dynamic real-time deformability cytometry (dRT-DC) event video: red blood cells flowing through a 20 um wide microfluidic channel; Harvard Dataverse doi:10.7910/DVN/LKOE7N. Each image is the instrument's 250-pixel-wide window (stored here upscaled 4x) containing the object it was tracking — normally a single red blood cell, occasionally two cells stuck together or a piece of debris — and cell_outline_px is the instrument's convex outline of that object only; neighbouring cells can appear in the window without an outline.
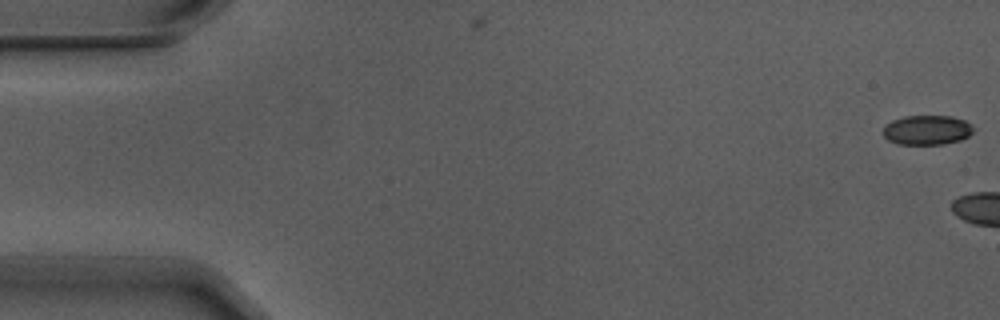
{"species": "Egyptian fruit bat (a non-hibernating species)", "species_latin": "Rousettus aegyptiacus", "temperature_condition": "warm", "stored_images_in_passage": 6, "camera_frame_rate_fps": 3000, "um_per_image_px": 0.085, "animal": {"sex": "male"}, "frame": {"image": 1, "passage_image": 1, "time_ms": 0.0, "image_size_px": [1000, 320], "cell_outline_px": [[976, 128], [968, 136], [960, 140], [944, 144], [896, 144], [888, 140], [884, 136], [884, 124], [892, 120], [904, 116], [952, 116], [964, 120], [972, 124]], "centroid_in_image_um": [78.8, 11.05], "position_along_channel_um": 6.2, "area_um2": 15.72}}
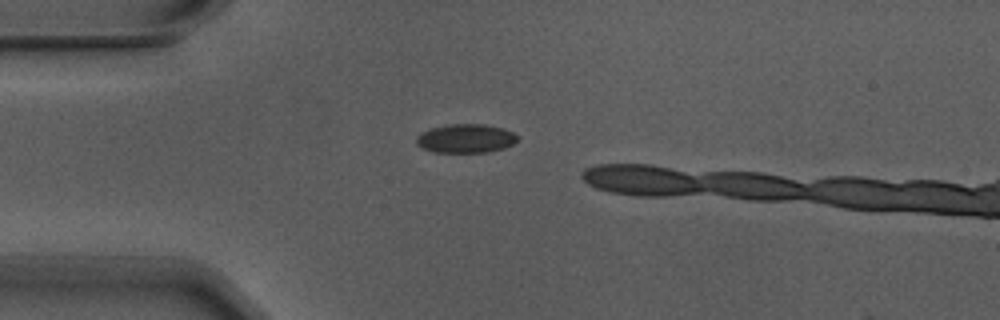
{"frame": {"image": 2, "passage_image": 5, "time_ms": 1.333, "image_size_px": [1000, 320], "cell_outline_px": [[520, 140], [504, 148], [488, 152], [432, 152], [420, 148], [416, 144], [416, 136], [420, 132], [432, 128], [448, 124], [484, 124], [504, 128], [512, 132]], "centroid_in_image_um": [39.56, 11.77], "position_along_channel_um": 45.4, "area_um2": 17.17}}